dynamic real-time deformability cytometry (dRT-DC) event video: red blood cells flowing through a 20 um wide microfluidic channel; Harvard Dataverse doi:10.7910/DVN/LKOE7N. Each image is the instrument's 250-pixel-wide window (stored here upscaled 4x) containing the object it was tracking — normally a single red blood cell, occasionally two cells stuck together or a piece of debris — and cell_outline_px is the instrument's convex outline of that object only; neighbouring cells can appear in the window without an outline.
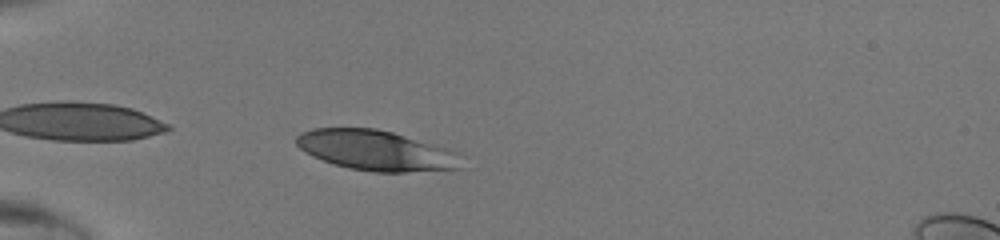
{"species": "human", "species_latin": "Homo sapiens", "temperature_condition": "room temperature", "stored_images_in_passage": 32, "camera_frame_rate_fps": 3000, "um_per_image_px": 0.085, "donor": {"sex": "male"}, "frame": {"image": 1, "passage_image": 2, "time_ms": 0.333, "image_size_px": [1000, 240], "cell_outline_px": [[460, 168], [404, 172], [372, 172], [348, 168], [332, 164], [312, 156], [304, 152], [296, 144], [296, 136], [312, 128], [376, 128], [392, 132], [460, 152]], "centroid_in_image_um": [31.93, 12.79], "position_along_channel_um": 53.1, "area_um2": 38.55}}
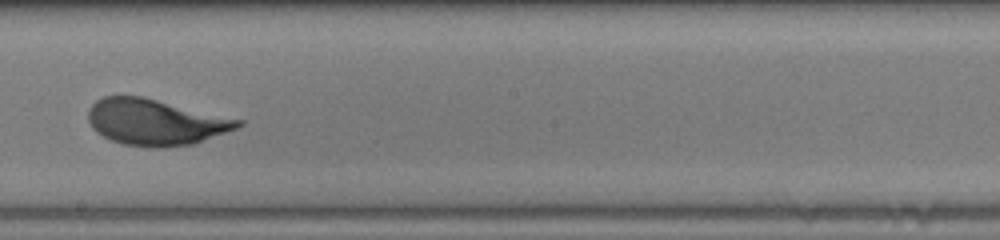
{"frame": {"image": 2, "passage_image": 16, "time_ms": 5.0, "image_size_px": [1000, 240], "cell_outline_px": [[244, 124], [236, 128], [192, 144], [164, 148], [156, 148], [124, 144], [112, 140], [96, 132], [92, 128], [88, 120], [88, 112], [92, 104], [96, 100], [104, 96], [144, 96], [244, 120]], "centroid_in_image_um": [13.21, 10.37], "position_along_channel_um": 235.0, "area_um2": 40.23}}
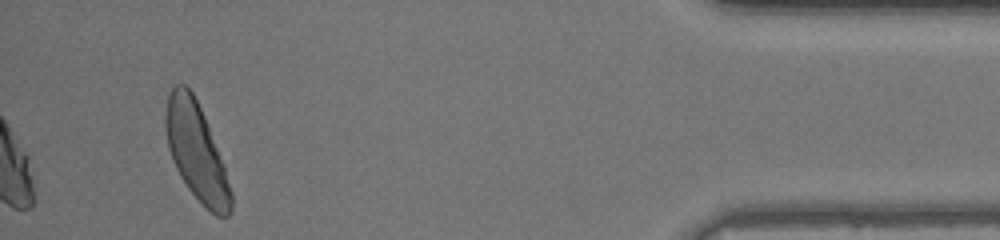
{"frame": {"image": 3, "passage_image": 32, "time_ms": 10.333, "image_size_px": [1000, 240], "cell_outline_px": [[232, 212], [228, 216], [216, 216], [188, 188], [180, 176], [172, 160], [168, 148], [164, 128], [164, 116], [168, 96], [172, 88], [176, 84], [184, 84], [192, 92], [204, 116], [224, 168], [232, 192]], "centroid_in_image_um": [16.66, 12.88], "position_along_channel_um": 418.5, "area_um2": 36.36}}